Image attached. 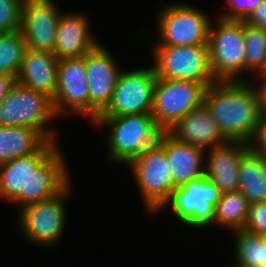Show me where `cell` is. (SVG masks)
Segmentation results:
<instances>
[{
	"label": "cell",
	"instance_id": "cell-1",
	"mask_svg": "<svg viewBox=\"0 0 266 267\" xmlns=\"http://www.w3.org/2000/svg\"><path fill=\"white\" fill-rule=\"evenodd\" d=\"M58 141H46L36 152L0 164V200L22 207L49 199L71 181Z\"/></svg>",
	"mask_w": 266,
	"mask_h": 267
},
{
	"label": "cell",
	"instance_id": "cell-2",
	"mask_svg": "<svg viewBox=\"0 0 266 267\" xmlns=\"http://www.w3.org/2000/svg\"><path fill=\"white\" fill-rule=\"evenodd\" d=\"M250 80L217 81L208 86L204 105L228 141L252 144L262 118L261 97Z\"/></svg>",
	"mask_w": 266,
	"mask_h": 267
},
{
	"label": "cell",
	"instance_id": "cell-3",
	"mask_svg": "<svg viewBox=\"0 0 266 267\" xmlns=\"http://www.w3.org/2000/svg\"><path fill=\"white\" fill-rule=\"evenodd\" d=\"M92 124L99 129H109L105 143L108 146V160L112 164L128 165L146 149L157 144L163 132L152 114L97 117Z\"/></svg>",
	"mask_w": 266,
	"mask_h": 267
},
{
	"label": "cell",
	"instance_id": "cell-4",
	"mask_svg": "<svg viewBox=\"0 0 266 267\" xmlns=\"http://www.w3.org/2000/svg\"><path fill=\"white\" fill-rule=\"evenodd\" d=\"M57 118L59 116L50 96L18 82H15L0 101L1 126L30 127L37 130L47 141H58L56 131L48 128V124Z\"/></svg>",
	"mask_w": 266,
	"mask_h": 267
},
{
	"label": "cell",
	"instance_id": "cell-5",
	"mask_svg": "<svg viewBox=\"0 0 266 267\" xmlns=\"http://www.w3.org/2000/svg\"><path fill=\"white\" fill-rule=\"evenodd\" d=\"M214 19L208 39L214 77L218 81L249 80L243 77L246 73L244 21L219 16Z\"/></svg>",
	"mask_w": 266,
	"mask_h": 267
},
{
	"label": "cell",
	"instance_id": "cell-6",
	"mask_svg": "<svg viewBox=\"0 0 266 267\" xmlns=\"http://www.w3.org/2000/svg\"><path fill=\"white\" fill-rule=\"evenodd\" d=\"M70 191L71 183L57 195L19 209L17 225L26 242L47 248L60 243L66 228V202Z\"/></svg>",
	"mask_w": 266,
	"mask_h": 267
},
{
	"label": "cell",
	"instance_id": "cell-7",
	"mask_svg": "<svg viewBox=\"0 0 266 267\" xmlns=\"http://www.w3.org/2000/svg\"><path fill=\"white\" fill-rule=\"evenodd\" d=\"M173 3L164 4L157 13L153 45H208L214 18L192 4Z\"/></svg>",
	"mask_w": 266,
	"mask_h": 267
},
{
	"label": "cell",
	"instance_id": "cell-8",
	"mask_svg": "<svg viewBox=\"0 0 266 267\" xmlns=\"http://www.w3.org/2000/svg\"><path fill=\"white\" fill-rule=\"evenodd\" d=\"M221 195L222 192L204 175L173 190L156 215L170 208L182 225L195 229L209 228L213 226L215 205Z\"/></svg>",
	"mask_w": 266,
	"mask_h": 267
},
{
	"label": "cell",
	"instance_id": "cell-9",
	"mask_svg": "<svg viewBox=\"0 0 266 267\" xmlns=\"http://www.w3.org/2000/svg\"><path fill=\"white\" fill-rule=\"evenodd\" d=\"M157 78L180 79L210 86L218 80L210 65L208 45H152Z\"/></svg>",
	"mask_w": 266,
	"mask_h": 267
},
{
	"label": "cell",
	"instance_id": "cell-10",
	"mask_svg": "<svg viewBox=\"0 0 266 267\" xmlns=\"http://www.w3.org/2000/svg\"><path fill=\"white\" fill-rule=\"evenodd\" d=\"M141 193L144 209L155 214L177 188L171 177L164 148L159 144L146 149L128 165Z\"/></svg>",
	"mask_w": 266,
	"mask_h": 267
},
{
	"label": "cell",
	"instance_id": "cell-11",
	"mask_svg": "<svg viewBox=\"0 0 266 267\" xmlns=\"http://www.w3.org/2000/svg\"><path fill=\"white\" fill-rule=\"evenodd\" d=\"M207 88L204 83L157 78L151 111L157 125L166 131L190 111L204 105Z\"/></svg>",
	"mask_w": 266,
	"mask_h": 267
},
{
	"label": "cell",
	"instance_id": "cell-12",
	"mask_svg": "<svg viewBox=\"0 0 266 267\" xmlns=\"http://www.w3.org/2000/svg\"><path fill=\"white\" fill-rule=\"evenodd\" d=\"M157 75L153 66L121 70L108 105L97 117L152 114Z\"/></svg>",
	"mask_w": 266,
	"mask_h": 267
},
{
	"label": "cell",
	"instance_id": "cell-13",
	"mask_svg": "<svg viewBox=\"0 0 266 267\" xmlns=\"http://www.w3.org/2000/svg\"><path fill=\"white\" fill-rule=\"evenodd\" d=\"M53 104L59 117L78 114L90 118L85 56L58 61L57 90Z\"/></svg>",
	"mask_w": 266,
	"mask_h": 267
},
{
	"label": "cell",
	"instance_id": "cell-14",
	"mask_svg": "<svg viewBox=\"0 0 266 267\" xmlns=\"http://www.w3.org/2000/svg\"><path fill=\"white\" fill-rule=\"evenodd\" d=\"M102 43L85 55L86 77L90 94V121L108 105L122 68Z\"/></svg>",
	"mask_w": 266,
	"mask_h": 267
},
{
	"label": "cell",
	"instance_id": "cell-15",
	"mask_svg": "<svg viewBox=\"0 0 266 267\" xmlns=\"http://www.w3.org/2000/svg\"><path fill=\"white\" fill-rule=\"evenodd\" d=\"M62 13L54 0H24L20 32L26 47L53 52L58 20Z\"/></svg>",
	"mask_w": 266,
	"mask_h": 267
},
{
	"label": "cell",
	"instance_id": "cell-16",
	"mask_svg": "<svg viewBox=\"0 0 266 267\" xmlns=\"http://www.w3.org/2000/svg\"><path fill=\"white\" fill-rule=\"evenodd\" d=\"M252 144L242 141L227 143L206 150L205 177L222 192L239 190V166Z\"/></svg>",
	"mask_w": 266,
	"mask_h": 267
},
{
	"label": "cell",
	"instance_id": "cell-17",
	"mask_svg": "<svg viewBox=\"0 0 266 267\" xmlns=\"http://www.w3.org/2000/svg\"><path fill=\"white\" fill-rule=\"evenodd\" d=\"M89 21L85 13L63 11L58 20L53 51L58 60L84 57L100 43L90 34Z\"/></svg>",
	"mask_w": 266,
	"mask_h": 267
},
{
	"label": "cell",
	"instance_id": "cell-18",
	"mask_svg": "<svg viewBox=\"0 0 266 267\" xmlns=\"http://www.w3.org/2000/svg\"><path fill=\"white\" fill-rule=\"evenodd\" d=\"M166 132L177 141L189 143L205 150L228 142L205 105L190 111L183 118L177 120Z\"/></svg>",
	"mask_w": 266,
	"mask_h": 267
},
{
	"label": "cell",
	"instance_id": "cell-19",
	"mask_svg": "<svg viewBox=\"0 0 266 267\" xmlns=\"http://www.w3.org/2000/svg\"><path fill=\"white\" fill-rule=\"evenodd\" d=\"M158 143L165 150L171 177L177 187L205 175V149L177 141L166 131L160 134Z\"/></svg>",
	"mask_w": 266,
	"mask_h": 267
},
{
	"label": "cell",
	"instance_id": "cell-20",
	"mask_svg": "<svg viewBox=\"0 0 266 267\" xmlns=\"http://www.w3.org/2000/svg\"><path fill=\"white\" fill-rule=\"evenodd\" d=\"M58 61L53 52L26 48L16 82L54 99Z\"/></svg>",
	"mask_w": 266,
	"mask_h": 267
},
{
	"label": "cell",
	"instance_id": "cell-21",
	"mask_svg": "<svg viewBox=\"0 0 266 267\" xmlns=\"http://www.w3.org/2000/svg\"><path fill=\"white\" fill-rule=\"evenodd\" d=\"M239 190L250 204L266 201V157L253 147L240 162Z\"/></svg>",
	"mask_w": 266,
	"mask_h": 267
},
{
	"label": "cell",
	"instance_id": "cell-22",
	"mask_svg": "<svg viewBox=\"0 0 266 267\" xmlns=\"http://www.w3.org/2000/svg\"><path fill=\"white\" fill-rule=\"evenodd\" d=\"M47 140L26 126L0 125V164L36 152Z\"/></svg>",
	"mask_w": 266,
	"mask_h": 267
},
{
	"label": "cell",
	"instance_id": "cell-23",
	"mask_svg": "<svg viewBox=\"0 0 266 267\" xmlns=\"http://www.w3.org/2000/svg\"><path fill=\"white\" fill-rule=\"evenodd\" d=\"M249 206L248 199L240 190L222 193L220 200L215 205L213 225L225 227L230 231L242 229Z\"/></svg>",
	"mask_w": 266,
	"mask_h": 267
},
{
	"label": "cell",
	"instance_id": "cell-24",
	"mask_svg": "<svg viewBox=\"0 0 266 267\" xmlns=\"http://www.w3.org/2000/svg\"><path fill=\"white\" fill-rule=\"evenodd\" d=\"M232 232L235 236L234 258L243 267H266V238L244 229Z\"/></svg>",
	"mask_w": 266,
	"mask_h": 267
},
{
	"label": "cell",
	"instance_id": "cell-25",
	"mask_svg": "<svg viewBox=\"0 0 266 267\" xmlns=\"http://www.w3.org/2000/svg\"><path fill=\"white\" fill-rule=\"evenodd\" d=\"M244 39L246 73L250 72L257 77L266 65V29L244 21Z\"/></svg>",
	"mask_w": 266,
	"mask_h": 267
},
{
	"label": "cell",
	"instance_id": "cell-26",
	"mask_svg": "<svg viewBox=\"0 0 266 267\" xmlns=\"http://www.w3.org/2000/svg\"><path fill=\"white\" fill-rule=\"evenodd\" d=\"M26 42L20 30L0 33V73L16 78L26 50Z\"/></svg>",
	"mask_w": 266,
	"mask_h": 267
},
{
	"label": "cell",
	"instance_id": "cell-27",
	"mask_svg": "<svg viewBox=\"0 0 266 267\" xmlns=\"http://www.w3.org/2000/svg\"><path fill=\"white\" fill-rule=\"evenodd\" d=\"M24 0H0V33L20 30Z\"/></svg>",
	"mask_w": 266,
	"mask_h": 267
},
{
	"label": "cell",
	"instance_id": "cell-28",
	"mask_svg": "<svg viewBox=\"0 0 266 267\" xmlns=\"http://www.w3.org/2000/svg\"><path fill=\"white\" fill-rule=\"evenodd\" d=\"M263 0H226L225 11L219 17L226 20L245 21L255 7Z\"/></svg>",
	"mask_w": 266,
	"mask_h": 267
},
{
	"label": "cell",
	"instance_id": "cell-29",
	"mask_svg": "<svg viewBox=\"0 0 266 267\" xmlns=\"http://www.w3.org/2000/svg\"><path fill=\"white\" fill-rule=\"evenodd\" d=\"M242 229L258 235H266V201L250 204Z\"/></svg>",
	"mask_w": 266,
	"mask_h": 267
},
{
	"label": "cell",
	"instance_id": "cell-30",
	"mask_svg": "<svg viewBox=\"0 0 266 267\" xmlns=\"http://www.w3.org/2000/svg\"><path fill=\"white\" fill-rule=\"evenodd\" d=\"M246 23L266 29V0L260 2L245 20Z\"/></svg>",
	"mask_w": 266,
	"mask_h": 267
},
{
	"label": "cell",
	"instance_id": "cell-31",
	"mask_svg": "<svg viewBox=\"0 0 266 267\" xmlns=\"http://www.w3.org/2000/svg\"><path fill=\"white\" fill-rule=\"evenodd\" d=\"M252 147L266 157V112H263L260 127Z\"/></svg>",
	"mask_w": 266,
	"mask_h": 267
},
{
	"label": "cell",
	"instance_id": "cell-32",
	"mask_svg": "<svg viewBox=\"0 0 266 267\" xmlns=\"http://www.w3.org/2000/svg\"><path fill=\"white\" fill-rule=\"evenodd\" d=\"M16 78L10 74L0 73V101L8 94L15 84Z\"/></svg>",
	"mask_w": 266,
	"mask_h": 267
},
{
	"label": "cell",
	"instance_id": "cell-33",
	"mask_svg": "<svg viewBox=\"0 0 266 267\" xmlns=\"http://www.w3.org/2000/svg\"><path fill=\"white\" fill-rule=\"evenodd\" d=\"M260 83L257 85L258 91L260 93L261 97V105H262V111L266 112V77H256V83Z\"/></svg>",
	"mask_w": 266,
	"mask_h": 267
},
{
	"label": "cell",
	"instance_id": "cell-34",
	"mask_svg": "<svg viewBox=\"0 0 266 267\" xmlns=\"http://www.w3.org/2000/svg\"><path fill=\"white\" fill-rule=\"evenodd\" d=\"M257 77H266V65Z\"/></svg>",
	"mask_w": 266,
	"mask_h": 267
},
{
	"label": "cell",
	"instance_id": "cell-35",
	"mask_svg": "<svg viewBox=\"0 0 266 267\" xmlns=\"http://www.w3.org/2000/svg\"><path fill=\"white\" fill-rule=\"evenodd\" d=\"M229 267H243V266H240L238 264H233L232 266H229Z\"/></svg>",
	"mask_w": 266,
	"mask_h": 267
}]
</instances>
